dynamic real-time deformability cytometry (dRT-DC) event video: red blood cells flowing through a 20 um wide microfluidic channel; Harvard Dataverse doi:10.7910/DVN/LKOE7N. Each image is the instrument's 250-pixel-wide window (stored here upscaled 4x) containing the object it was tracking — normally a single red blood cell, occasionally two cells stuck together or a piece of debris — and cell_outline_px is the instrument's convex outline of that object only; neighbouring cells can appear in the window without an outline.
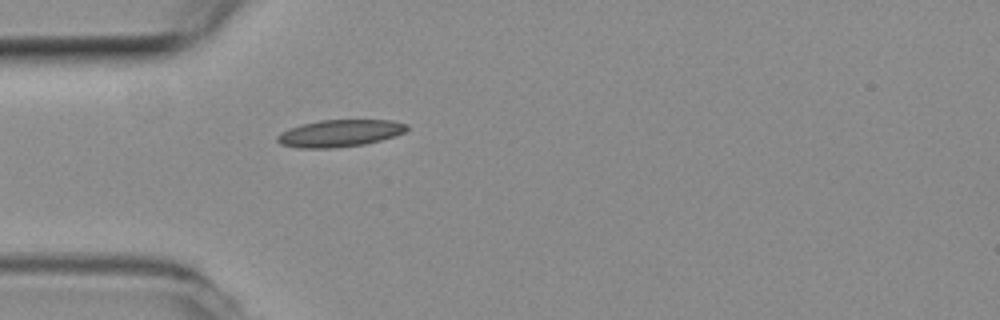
{"species": "common noctule bat (a hibernating species)", "species_latin": "Nyctalus noctula", "temperature_condition": "room temperature", "stored_images_in_passage": 5, "camera_frame_rate_fps": 3000, "um_per_image_px": 0.085, "animal": {"sex": "female", "body_mass_g": 19.3, "forearm_length_mm": 54.1}, "frame": {"image": 1, "passage_image": 5, "time_ms": 1.333, "image_size_px": [1000, 320], "cell_outline_px": [[408, 128], [404, 132], [380, 140], [364, 144], [332, 148], [296, 148], [280, 144], [276, 140], [276, 136], [280, 132], [304, 124], [320, 120], [392, 120], [408, 124]], "centroid_in_image_um": [28.86, 11.33], "position_along_channel_um": 56.1, "area_um2": 20.29}}